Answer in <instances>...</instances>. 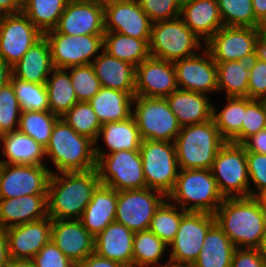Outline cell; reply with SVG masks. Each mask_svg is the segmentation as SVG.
I'll use <instances>...</instances> for the list:
<instances>
[{
	"mask_svg": "<svg viewBox=\"0 0 266 267\" xmlns=\"http://www.w3.org/2000/svg\"><path fill=\"white\" fill-rule=\"evenodd\" d=\"M152 21L138 0L104 2L105 32H116L138 39H150Z\"/></svg>",
	"mask_w": 266,
	"mask_h": 267,
	"instance_id": "2e32d148",
	"label": "cell"
},
{
	"mask_svg": "<svg viewBox=\"0 0 266 267\" xmlns=\"http://www.w3.org/2000/svg\"><path fill=\"white\" fill-rule=\"evenodd\" d=\"M149 41L150 39H138L121 33L105 32L102 50L137 67L150 56Z\"/></svg>",
	"mask_w": 266,
	"mask_h": 267,
	"instance_id": "e575fe53",
	"label": "cell"
},
{
	"mask_svg": "<svg viewBox=\"0 0 266 267\" xmlns=\"http://www.w3.org/2000/svg\"><path fill=\"white\" fill-rule=\"evenodd\" d=\"M101 87L135 93L136 67L102 51L91 63Z\"/></svg>",
	"mask_w": 266,
	"mask_h": 267,
	"instance_id": "4316f807",
	"label": "cell"
},
{
	"mask_svg": "<svg viewBox=\"0 0 266 267\" xmlns=\"http://www.w3.org/2000/svg\"><path fill=\"white\" fill-rule=\"evenodd\" d=\"M174 267H193V266L189 265V266H174Z\"/></svg>",
	"mask_w": 266,
	"mask_h": 267,
	"instance_id": "a7ac6f4b",
	"label": "cell"
},
{
	"mask_svg": "<svg viewBox=\"0 0 266 267\" xmlns=\"http://www.w3.org/2000/svg\"><path fill=\"white\" fill-rule=\"evenodd\" d=\"M201 41L179 16L152 23L149 41L150 56L175 62L196 55Z\"/></svg>",
	"mask_w": 266,
	"mask_h": 267,
	"instance_id": "8992f818",
	"label": "cell"
},
{
	"mask_svg": "<svg viewBox=\"0 0 266 267\" xmlns=\"http://www.w3.org/2000/svg\"><path fill=\"white\" fill-rule=\"evenodd\" d=\"M255 52L240 60L215 62L217 66L218 92H227V97H248V80L257 62Z\"/></svg>",
	"mask_w": 266,
	"mask_h": 267,
	"instance_id": "f546056e",
	"label": "cell"
},
{
	"mask_svg": "<svg viewBox=\"0 0 266 267\" xmlns=\"http://www.w3.org/2000/svg\"><path fill=\"white\" fill-rule=\"evenodd\" d=\"M254 52L258 60L266 61V38L260 34L255 41Z\"/></svg>",
	"mask_w": 266,
	"mask_h": 267,
	"instance_id": "680465c9",
	"label": "cell"
},
{
	"mask_svg": "<svg viewBox=\"0 0 266 267\" xmlns=\"http://www.w3.org/2000/svg\"><path fill=\"white\" fill-rule=\"evenodd\" d=\"M12 76V67L0 58V87L10 82Z\"/></svg>",
	"mask_w": 266,
	"mask_h": 267,
	"instance_id": "91938a15",
	"label": "cell"
},
{
	"mask_svg": "<svg viewBox=\"0 0 266 267\" xmlns=\"http://www.w3.org/2000/svg\"><path fill=\"white\" fill-rule=\"evenodd\" d=\"M166 245L149 229L134 233L132 267H170V263L160 265Z\"/></svg>",
	"mask_w": 266,
	"mask_h": 267,
	"instance_id": "74e56055",
	"label": "cell"
},
{
	"mask_svg": "<svg viewBox=\"0 0 266 267\" xmlns=\"http://www.w3.org/2000/svg\"><path fill=\"white\" fill-rule=\"evenodd\" d=\"M77 134L88 137L96 144L98 142L101 123L89 102H77L62 117Z\"/></svg>",
	"mask_w": 266,
	"mask_h": 267,
	"instance_id": "60d3db41",
	"label": "cell"
},
{
	"mask_svg": "<svg viewBox=\"0 0 266 267\" xmlns=\"http://www.w3.org/2000/svg\"><path fill=\"white\" fill-rule=\"evenodd\" d=\"M66 35H104V2L69 0L53 29Z\"/></svg>",
	"mask_w": 266,
	"mask_h": 267,
	"instance_id": "e0dca14e",
	"label": "cell"
},
{
	"mask_svg": "<svg viewBox=\"0 0 266 267\" xmlns=\"http://www.w3.org/2000/svg\"><path fill=\"white\" fill-rule=\"evenodd\" d=\"M253 198L259 204L260 209L266 214V190L256 193Z\"/></svg>",
	"mask_w": 266,
	"mask_h": 267,
	"instance_id": "6125c7cd",
	"label": "cell"
},
{
	"mask_svg": "<svg viewBox=\"0 0 266 267\" xmlns=\"http://www.w3.org/2000/svg\"><path fill=\"white\" fill-rule=\"evenodd\" d=\"M5 233L10 259L31 261L51 241L52 218L9 227Z\"/></svg>",
	"mask_w": 266,
	"mask_h": 267,
	"instance_id": "44dd1931",
	"label": "cell"
},
{
	"mask_svg": "<svg viewBox=\"0 0 266 267\" xmlns=\"http://www.w3.org/2000/svg\"><path fill=\"white\" fill-rule=\"evenodd\" d=\"M210 170L224 198L250 197L246 150L242 144L226 141Z\"/></svg>",
	"mask_w": 266,
	"mask_h": 267,
	"instance_id": "ba28073f",
	"label": "cell"
},
{
	"mask_svg": "<svg viewBox=\"0 0 266 267\" xmlns=\"http://www.w3.org/2000/svg\"><path fill=\"white\" fill-rule=\"evenodd\" d=\"M44 36L50 46L54 68L91 64L97 57L95 54L103 49V35L71 36L49 30Z\"/></svg>",
	"mask_w": 266,
	"mask_h": 267,
	"instance_id": "7c38bea8",
	"label": "cell"
},
{
	"mask_svg": "<svg viewBox=\"0 0 266 267\" xmlns=\"http://www.w3.org/2000/svg\"><path fill=\"white\" fill-rule=\"evenodd\" d=\"M9 260L10 256L6 233L5 230L0 228V267H4Z\"/></svg>",
	"mask_w": 266,
	"mask_h": 267,
	"instance_id": "9f6ffc18",
	"label": "cell"
},
{
	"mask_svg": "<svg viewBox=\"0 0 266 267\" xmlns=\"http://www.w3.org/2000/svg\"><path fill=\"white\" fill-rule=\"evenodd\" d=\"M51 240L74 264L95 252V237L79 219H52Z\"/></svg>",
	"mask_w": 266,
	"mask_h": 267,
	"instance_id": "7402d4cb",
	"label": "cell"
},
{
	"mask_svg": "<svg viewBox=\"0 0 266 267\" xmlns=\"http://www.w3.org/2000/svg\"><path fill=\"white\" fill-rule=\"evenodd\" d=\"M139 151L147 188L167 197L179 172L174 142L142 140Z\"/></svg>",
	"mask_w": 266,
	"mask_h": 267,
	"instance_id": "9c48e42d",
	"label": "cell"
},
{
	"mask_svg": "<svg viewBox=\"0 0 266 267\" xmlns=\"http://www.w3.org/2000/svg\"><path fill=\"white\" fill-rule=\"evenodd\" d=\"M177 89L173 62L149 56L136 67L135 95L166 98Z\"/></svg>",
	"mask_w": 266,
	"mask_h": 267,
	"instance_id": "d6986e66",
	"label": "cell"
},
{
	"mask_svg": "<svg viewBox=\"0 0 266 267\" xmlns=\"http://www.w3.org/2000/svg\"><path fill=\"white\" fill-rule=\"evenodd\" d=\"M33 267H74L75 264L51 240L32 258Z\"/></svg>",
	"mask_w": 266,
	"mask_h": 267,
	"instance_id": "681fc988",
	"label": "cell"
},
{
	"mask_svg": "<svg viewBox=\"0 0 266 267\" xmlns=\"http://www.w3.org/2000/svg\"><path fill=\"white\" fill-rule=\"evenodd\" d=\"M214 218L236 248H259L265 233L266 214L253 197L224 198Z\"/></svg>",
	"mask_w": 266,
	"mask_h": 267,
	"instance_id": "7a4b0ae2",
	"label": "cell"
},
{
	"mask_svg": "<svg viewBox=\"0 0 266 267\" xmlns=\"http://www.w3.org/2000/svg\"><path fill=\"white\" fill-rule=\"evenodd\" d=\"M136 104V105H135ZM133 117L143 140L174 142L182 126L166 98L134 96Z\"/></svg>",
	"mask_w": 266,
	"mask_h": 267,
	"instance_id": "30bf717a",
	"label": "cell"
},
{
	"mask_svg": "<svg viewBox=\"0 0 266 267\" xmlns=\"http://www.w3.org/2000/svg\"><path fill=\"white\" fill-rule=\"evenodd\" d=\"M69 0H26L22 12L44 34L53 30Z\"/></svg>",
	"mask_w": 266,
	"mask_h": 267,
	"instance_id": "f35d334b",
	"label": "cell"
},
{
	"mask_svg": "<svg viewBox=\"0 0 266 267\" xmlns=\"http://www.w3.org/2000/svg\"><path fill=\"white\" fill-rule=\"evenodd\" d=\"M167 198L186 212L210 214L216 212L224 199L210 169H179ZM191 202H194L191 206L187 205Z\"/></svg>",
	"mask_w": 266,
	"mask_h": 267,
	"instance_id": "5b68a950",
	"label": "cell"
},
{
	"mask_svg": "<svg viewBox=\"0 0 266 267\" xmlns=\"http://www.w3.org/2000/svg\"><path fill=\"white\" fill-rule=\"evenodd\" d=\"M135 93L101 87L89 101L101 125L128 119L132 116Z\"/></svg>",
	"mask_w": 266,
	"mask_h": 267,
	"instance_id": "1f68e13d",
	"label": "cell"
},
{
	"mask_svg": "<svg viewBox=\"0 0 266 267\" xmlns=\"http://www.w3.org/2000/svg\"><path fill=\"white\" fill-rule=\"evenodd\" d=\"M48 217L47 194L0 199V228L3 230Z\"/></svg>",
	"mask_w": 266,
	"mask_h": 267,
	"instance_id": "603a6c76",
	"label": "cell"
},
{
	"mask_svg": "<svg viewBox=\"0 0 266 267\" xmlns=\"http://www.w3.org/2000/svg\"><path fill=\"white\" fill-rule=\"evenodd\" d=\"M180 17L204 44L224 26L217 0H184Z\"/></svg>",
	"mask_w": 266,
	"mask_h": 267,
	"instance_id": "cb8c5ba5",
	"label": "cell"
},
{
	"mask_svg": "<svg viewBox=\"0 0 266 267\" xmlns=\"http://www.w3.org/2000/svg\"><path fill=\"white\" fill-rule=\"evenodd\" d=\"M254 15L260 22L266 17V0H252Z\"/></svg>",
	"mask_w": 266,
	"mask_h": 267,
	"instance_id": "94428289",
	"label": "cell"
},
{
	"mask_svg": "<svg viewBox=\"0 0 266 267\" xmlns=\"http://www.w3.org/2000/svg\"><path fill=\"white\" fill-rule=\"evenodd\" d=\"M134 232L116 221L95 236V253L132 267Z\"/></svg>",
	"mask_w": 266,
	"mask_h": 267,
	"instance_id": "d4e9b609",
	"label": "cell"
},
{
	"mask_svg": "<svg viewBox=\"0 0 266 267\" xmlns=\"http://www.w3.org/2000/svg\"><path fill=\"white\" fill-rule=\"evenodd\" d=\"M266 128V101L245 97V113L242 122V143L251 135Z\"/></svg>",
	"mask_w": 266,
	"mask_h": 267,
	"instance_id": "7dc6e473",
	"label": "cell"
},
{
	"mask_svg": "<svg viewBox=\"0 0 266 267\" xmlns=\"http://www.w3.org/2000/svg\"><path fill=\"white\" fill-rule=\"evenodd\" d=\"M50 170L47 166L0 163V199L47 194Z\"/></svg>",
	"mask_w": 266,
	"mask_h": 267,
	"instance_id": "9a60e30c",
	"label": "cell"
},
{
	"mask_svg": "<svg viewBox=\"0 0 266 267\" xmlns=\"http://www.w3.org/2000/svg\"><path fill=\"white\" fill-rule=\"evenodd\" d=\"M180 209L165 200L155 211L149 226V230L168 246L176 236L181 218L187 213Z\"/></svg>",
	"mask_w": 266,
	"mask_h": 267,
	"instance_id": "b9f144b4",
	"label": "cell"
},
{
	"mask_svg": "<svg viewBox=\"0 0 266 267\" xmlns=\"http://www.w3.org/2000/svg\"><path fill=\"white\" fill-rule=\"evenodd\" d=\"M53 69L50 46L43 36L12 66V75L23 81L45 84Z\"/></svg>",
	"mask_w": 266,
	"mask_h": 267,
	"instance_id": "f1b7e54d",
	"label": "cell"
},
{
	"mask_svg": "<svg viewBox=\"0 0 266 267\" xmlns=\"http://www.w3.org/2000/svg\"><path fill=\"white\" fill-rule=\"evenodd\" d=\"M242 145L246 151L266 154V128L248 137Z\"/></svg>",
	"mask_w": 266,
	"mask_h": 267,
	"instance_id": "db71d44e",
	"label": "cell"
},
{
	"mask_svg": "<svg viewBox=\"0 0 266 267\" xmlns=\"http://www.w3.org/2000/svg\"><path fill=\"white\" fill-rule=\"evenodd\" d=\"M259 30L254 27L223 26L206 43L214 62L240 60L254 52Z\"/></svg>",
	"mask_w": 266,
	"mask_h": 267,
	"instance_id": "ffe728a7",
	"label": "cell"
},
{
	"mask_svg": "<svg viewBox=\"0 0 266 267\" xmlns=\"http://www.w3.org/2000/svg\"><path fill=\"white\" fill-rule=\"evenodd\" d=\"M224 26L258 28L252 0H217Z\"/></svg>",
	"mask_w": 266,
	"mask_h": 267,
	"instance_id": "ee69618b",
	"label": "cell"
},
{
	"mask_svg": "<svg viewBox=\"0 0 266 267\" xmlns=\"http://www.w3.org/2000/svg\"><path fill=\"white\" fill-rule=\"evenodd\" d=\"M215 224L214 214L187 212L180 221L178 231L169 244L170 267L189 266L197 260L207 231Z\"/></svg>",
	"mask_w": 266,
	"mask_h": 267,
	"instance_id": "8fae6325",
	"label": "cell"
},
{
	"mask_svg": "<svg viewBox=\"0 0 266 267\" xmlns=\"http://www.w3.org/2000/svg\"><path fill=\"white\" fill-rule=\"evenodd\" d=\"M0 141H3V155L8 158L0 160V163L46 166L42 162L45 158V148L19 129L1 135Z\"/></svg>",
	"mask_w": 266,
	"mask_h": 267,
	"instance_id": "4dcf8cb0",
	"label": "cell"
},
{
	"mask_svg": "<svg viewBox=\"0 0 266 267\" xmlns=\"http://www.w3.org/2000/svg\"><path fill=\"white\" fill-rule=\"evenodd\" d=\"M22 12V6L16 0H0V14H16Z\"/></svg>",
	"mask_w": 266,
	"mask_h": 267,
	"instance_id": "6f0895ef",
	"label": "cell"
},
{
	"mask_svg": "<svg viewBox=\"0 0 266 267\" xmlns=\"http://www.w3.org/2000/svg\"><path fill=\"white\" fill-rule=\"evenodd\" d=\"M4 267H33L31 261L10 259Z\"/></svg>",
	"mask_w": 266,
	"mask_h": 267,
	"instance_id": "be15d7a7",
	"label": "cell"
},
{
	"mask_svg": "<svg viewBox=\"0 0 266 267\" xmlns=\"http://www.w3.org/2000/svg\"><path fill=\"white\" fill-rule=\"evenodd\" d=\"M74 267H125L121 263L99 256L93 252L84 261L76 263Z\"/></svg>",
	"mask_w": 266,
	"mask_h": 267,
	"instance_id": "11a10c76",
	"label": "cell"
},
{
	"mask_svg": "<svg viewBox=\"0 0 266 267\" xmlns=\"http://www.w3.org/2000/svg\"><path fill=\"white\" fill-rule=\"evenodd\" d=\"M166 99L182 127L212 119L213 105L206 94L177 89Z\"/></svg>",
	"mask_w": 266,
	"mask_h": 267,
	"instance_id": "83f0119b",
	"label": "cell"
},
{
	"mask_svg": "<svg viewBox=\"0 0 266 267\" xmlns=\"http://www.w3.org/2000/svg\"><path fill=\"white\" fill-rule=\"evenodd\" d=\"M236 247L215 223L206 233L202 249L193 267H231Z\"/></svg>",
	"mask_w": 266,
	"mask_h": 267,
	"instance_id": "d6a6232c",
	"label": "cell"
},
{
	"mask_svg": "<svg viewBox=\"0 0 266 267\" xmlns=\"http://www.w3.org/2000/svg\"><path fill=\"white\" fill-rule=\"evenodd\" d=\"M10 82L22 111H49L45 84H36L11 76Z\"/></svg>",
	"mask_w": 266,
	"mask_h": 267,
	"instance_id": "7bdbcfd3",
	"label": "cell"
},
{
	"mask_svg": "<svg viewBox=\"0 0 266 267\" xmlns=\"http://www.w3.org/2000/svg\"><path fill=\"white\" fill-rule=\"evenodd\" d=\"M67 69L54 68L52 77L45 83L48 93L49 111L62 117L78 100Z\"/></svg>",
	"mask_w": 266,
	"mask_h": 267,
	"instance_id": "d590c367",
	"label": "cell"
},
{
	"mask_svg": "<svg viewBox=\"0 0 266 267\" xmlns=\"http://www.w3.org/2000/svg\"><path fill=\"white\" fill-rule=\"evenodd\" d=\"M248 98L266 100V61L257 60L249 74Z\"/></svg>",
	"mask_w": 266,
	"mask_h": 267,
	"instance_id": "816d5d0a",
	"label": "cell"
},
{
	"mask_svg": "<svg viewBox=\"0 0 266 267\" xmlns=\"http://www.w3.org/2000/svg\"><path fill=\"white\" fill-rule=\"evenodd\" d=\"M21 113L22 110L12 83L9 82L5 86L0 87V136L19 128Z\"/></svg>",
	"mask_w": 266,
	"mask_h": 267,
	"instance_id": "bcb514c9",
	"label": "cell"
},
{
	"mask_svg": "<svg viewBox=\"0 0 266 267\" xmlns=\"http://www.w3.org/2000/svg\"><path fill=\"white\" fill-rule=\"evenodd\" d=\"M259 34L266 38V17L260 21L258 26Z\"/></svg>",
	"mask_w": 266,
	"mask_h": 267,
	"instance_id": "03108f58",
	"label": "cell"
},
{
	"mask_svg": "<svg viewBox=\"0 0 266 267\" xmlns=\"http://www.w3.org/2000/svg\"><path fill=\"white\" fill-rule=\"evenodd\" d=\"M118 191L99 184L92 194V199L84 209L80 221L94 237L115 221Z\"/></svg>",
	"mask_w": 266,
	"mask_h": 267,
	"instance_id": "484cf974",
	"label": "cell"
},
{
	"mask_svg": "<svg viewBox=\"0 0 266 267\" xmlns=\"http://www.w3.org/2000/svg\"><path fill=\"white\" fill-rule=\"evenodd\" d=\"M249 181L257 190H250V197L266 190V154L246 151Z\"/></svg>",
	"mask_w": 266,
	"mask_h": 267,
	"instance_id": "f907efd6",
	"label": "cell"
},
{
	"mask_svg": "<svg viewBox=\"0 0 266 267\" xmlns=\"http://www.w3.org/2000/svg\"><path fill=\"white\" fill-rule=\"evenodd\" d=\"M261 256L266 259V227H265V233L263 235V238H262V241H261V244L258 248Z\"/></svg>",
	"mask_w": 266,
	"mask_h": 267,
	"instance_id": "e7e4bbea",
	"label": "cell"
},
{
	"mask_svg": "<svg viewBox=\"0 0 266 267\" xmlns=\"http://www.w3.org/2000/svg\"><path fill=\"white\" fill-rule=\"evenodd\" d=\"M70 69V78L77 100L89 102L101 88L100 80L96 77L91 64L74 66Z\"/></svg>",
	"mask_w": 266,
	"mask_h": 267,
	"instance_id": "f6af8a7d",
	"label": "cell"
},
{
	"mask_svg": "<svg viewBox=\"0 0 266 267\" xmlns=\"http://www.w3.org/2000/svg\"><path fill=\"white\" fill-rule=\"evenodd\" d=\"M152 22L170 20L180 16L181 0H138Z\"/></svg>",
	"mask_w": 266,
	"mask_h": 267,
	"instance_id": "c3c4849f",
	"label": "cell"
},
{
	"mask_svg": "<svg viewBox=\"0 0 266 267\" xmlns=\"http://www.w3.org/2000/svg\"><path fill=\"white\" fill-rule=\"evenodd\" d=\"M203 50V56L197 53L192 57L173 62L178 89L206 95L218 91L216 63L210 52L206 48Z\"/></svg>",
	"mask_w": 266,
	"mask_h": 267,
	"instance_id": "ac0fdd59",
	"label": "cell"
},
{
	"mask_svg": "<svg viewBox=\"0 0 266 267\" xmlns=\"http://www.w3.org/2000/svg\"><path fill=\"white\" fill-rule=\"evenodd\" d=\"M231 267H266L264 259L258 249L236 248Z\"/></svg>",
	"mask_w": 266,
	"mask_h": 267,
	"instance_id": "f5cc1de1",
	"label": "cell"
},
{
	"mask_svg": "<svg viewBox=\"0 0 266 267\" xmlns=\"http://www.w3.org/2000/svg\"><path fill=\"white\" fill-rule=\"evenodd\" d=\"M56 169L61 172L88 171L96 168L94 142L79 135L60 118L45 148Z\"/></svg>",
	"mask_w": 266,
	"mask_h": 267,
	"instance_id": "3957f363",
	"label": "cell"
},
{
	"mask_svg": "<svg viewBox=\"0 0 266 267\" xmlns=\"http://www.w3.org/2000/svg\"><path fill=\"white\" fill-rule=\"evenodd\" d=\"M52 173L47 192L48 216L52 219H80L100 184L97 169Z\"/></svg>",
	"mask_w": 266,
	"mask_h": 267,
	"instance_id": "6da1fadb",
	"label": "cell"
},
{
	"mask_svg": "<svg viewBox=\"0 0 266 267\" xmlns=\"http://www.w3.org/2000/svg\"><path fill=\"white\" fill-rule=\"evenodd\" d=\"M101 134L107 148H109L108 150H110L108 154L122 150L139 151L143 140L133 115L122 121L103 124L98 138Z\"/></svg>",
	"mask_w": 266,
	"mask_h": 267,
	"instance_id": "836d02e7",
	"label": "cell"
},
{
	"mask_svg": "<svg viewBox=\"0 0 266 267\" xmlns=\"http://www.w3.org/2000/svg\"><path fill=\"white\" fill-rule=\"evenodd\" d=\"M225 142L213 119L183 126L174 140L179 169H210Z\"/></svg>",
	"mask_w": 266,
	"mask_h": 267,
	"instance_id": "277c9868",
	"label": "cell"
},
{
	"mask_svg": "<svg viewBox=\"0 0 266 267\" xmlns=\"http://www.w3.org/2000/svg\"><path fill=\"white\" fill-rule=\"evenodd\" d=\"M228 104L216 113L213 107L212 119L225 141L242 144V122L245 113V97H227Z\"/></svg>",
	"mask_w": 266,
	"mask_h": 267,
	"instance_id": "8d00e7d4",
	"label": "cell"
},
{
	"mask_svg": "<svg viewBox=\"0 0 266 267\" xmlns=\"http://www.w3.org/2000/svg\"><path fill=\"white\" fill-rule=\"evenodd\" d=\"M59 119L50 111H22L18 129L46 148Z\"/></svg>",
	"mask_w": 266,
	"mask_h": 267,
	"instance_id": "ab89813d",
	"label": "cell"
},
{
	"mask_svg": "<svg viewBox=\"0 0 266 267\" xmlns=\"http://www.w3.org/2000/svg\"><path fill=\"white\" fill-rule=\"evenodd\" d=\"M165 199L168 200L163 193L147 187L118 191L115 221L134 233L148 230L155 211Z\"/></svg>",
	"mask_w": 266,
	"mask_h": 267,
	"instance_id": "4fadbf2b",
	"label": "cell"
},
{
	"mask_svg": "<svg viewBox=\"0 0 266 267\" xmlns=\"http://www.w3.org/2000/svg\"><path fill=\"white\" fill-rule=\"evenodd\" d=\"M43 36L23 12L1 15L0 58L12 67Z\"/></svg>",
	"mask_w": 266,
	"mask_h": 267,
	"instance_id": "5bb4252c",
	"label": "cell"
},
{
	"mask_svg": "<svg viewBox=\"0 0 266 267\" xmlns=\"http://www.w3.org/2000/svg\"><path fill=\"white\" fill-rule=\"evenodd\" d=\"M21 6L26 2V0H16Z\"/></svg>",
	"mask_w": 266,
	"mask_h": 267,
	"instance_id": "003e7915",
	"label": "cell"
},
{
	"mask_svg": "<svg viewBox=\"0 0 266 267\" xmlns=\"http://www.w3.org/2000/svg\"><path fill=\"white\" fill-rule=\"evenodd\" d=\"M94 144L96 169L100 184L117 191L146 188L140 151L105 154V150Z\"/></svg>",
	"mask_w": 266,
	"mask_h": 267,
	"instance_id": "52a82bcc",
	"label": "cell"
}]
</instances>
